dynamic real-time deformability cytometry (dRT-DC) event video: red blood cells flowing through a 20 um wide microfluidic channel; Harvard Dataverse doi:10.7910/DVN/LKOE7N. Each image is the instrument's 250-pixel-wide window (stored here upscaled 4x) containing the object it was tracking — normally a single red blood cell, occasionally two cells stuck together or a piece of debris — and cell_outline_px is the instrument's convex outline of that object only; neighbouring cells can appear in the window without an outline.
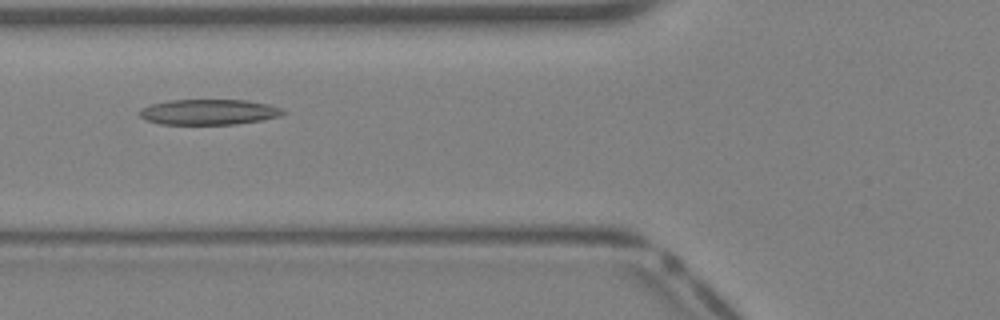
{"species": "Egyptian fruit bat (a non-hibernating species)", "species_latin": "Rousettus aegyptiacus", "temperature_condition": "warm", "stored_images_in_passage": 37, "camera_frame_rate_fps": 3000, "um_per_image_px": 0.085, "animal": {"sex": "female"}, "frame": {"image": 1, "passage_image": 13, "time_ms": 4.0, "image_size_px": [1000, 320], "cell_outline_px": [[284, 112], [280, 116], [264, 120], [236, 124], [160, 124], [144, 120], [140, 116], [140, 112], [144, 108], [152, 104], [172, 100], [244, 100], [268, 104], [280, 108]], "centroid_in_image_um": [17.76, 9.53], "position_along_channel_um": 108.0, "area_um2": 21.1}}
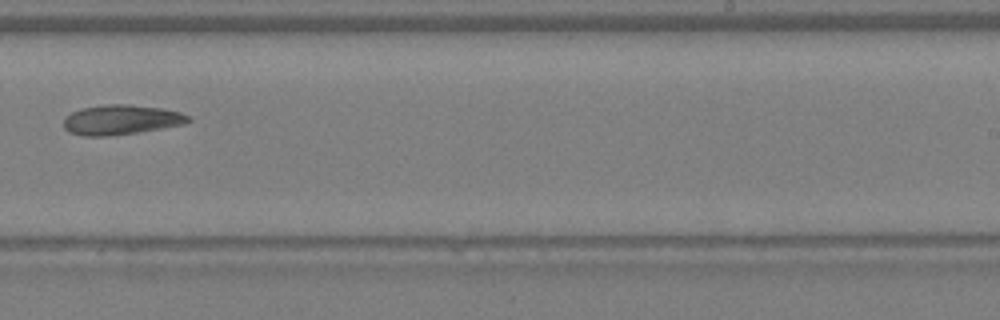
{"frame": {"image": 2, "passage_image": 23, "time_ms": 7.333, "image_size_px": [1000, 320], "cell_outline_px": [[192, 120], [184, 124], [136, 132], [108, 136], [84, 136], [68, 132], [64, 128], [64, 120], [72, 112], [84, 108], [104, 104], [128, 104], [160, 108], [180, 112], [188, 116]], "centroid_in_image_um": [10.28, 10.18], "position_along_channel_um": 278.7, "area_um2": 21.39}}
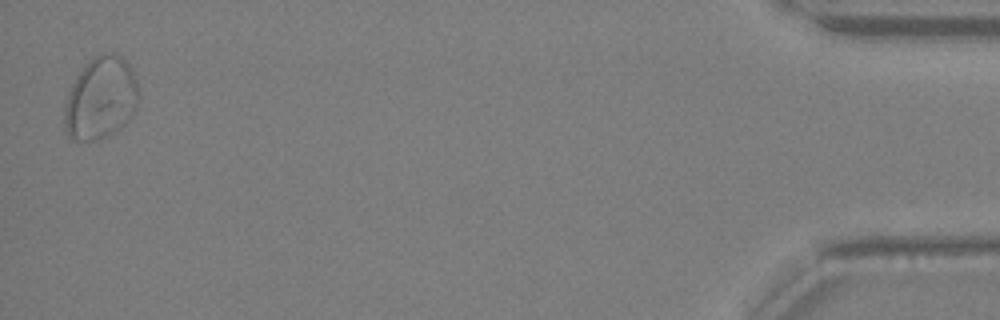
{"frame": {"image": 3, "passage_image": 37, "time_ms": 12.0, "image_size_px": [1000, 320], "cell_outline_px": [[136, 108], [132, 116], [120, 128], [96, 140], [76, 140], [68, 136], [64, 128], [64, 104], [68, 92], [76, 76], [84, 64], [92, 56], [100, 52], [112, 52], [120, 56], [128, 64], [136, 80]], "centroid_in_image_um": [8.51, 8.32], "position_along_channel_um": 426.7, "area_um2": 35.49}}